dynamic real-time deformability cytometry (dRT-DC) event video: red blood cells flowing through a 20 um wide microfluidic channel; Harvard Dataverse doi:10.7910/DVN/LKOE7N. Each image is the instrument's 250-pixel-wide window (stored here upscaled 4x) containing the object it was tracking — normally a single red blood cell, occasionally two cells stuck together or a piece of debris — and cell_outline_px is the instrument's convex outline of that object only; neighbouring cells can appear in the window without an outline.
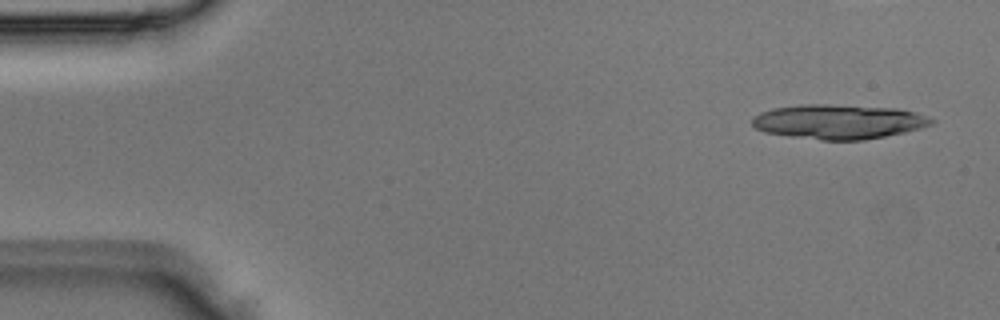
{"species": "Egyptian fruit bat (a non-hibernating species)", "species_latin": "Rousettus aegyptiacus", "temperature_condition": "room temperature", "stored_images_in_passage": 4, "camera_frame_rate_fps": 3000, "um_per_image_px": 0.085, "animal": {"sex": "male"}, "frame": {"image": 1, "passage_image": 1, "time_ms": 0.0, "image_size_px": [1000, 320], "cell_outline_px": [[936, 120], [932, 124], [920, 128], [904, 132], [864, 140], [820, 140], [764, 132], [756, 128], [752, 124], [752, 120], [760, 112], [772, 108], [800, 104], [828, 104], [896, 108], [916, 112], [928, 116]], "centroid_in_image_um": [71.29, 10.33], "position_along_channel_um": 13.7, "area_um2": 36.07}}